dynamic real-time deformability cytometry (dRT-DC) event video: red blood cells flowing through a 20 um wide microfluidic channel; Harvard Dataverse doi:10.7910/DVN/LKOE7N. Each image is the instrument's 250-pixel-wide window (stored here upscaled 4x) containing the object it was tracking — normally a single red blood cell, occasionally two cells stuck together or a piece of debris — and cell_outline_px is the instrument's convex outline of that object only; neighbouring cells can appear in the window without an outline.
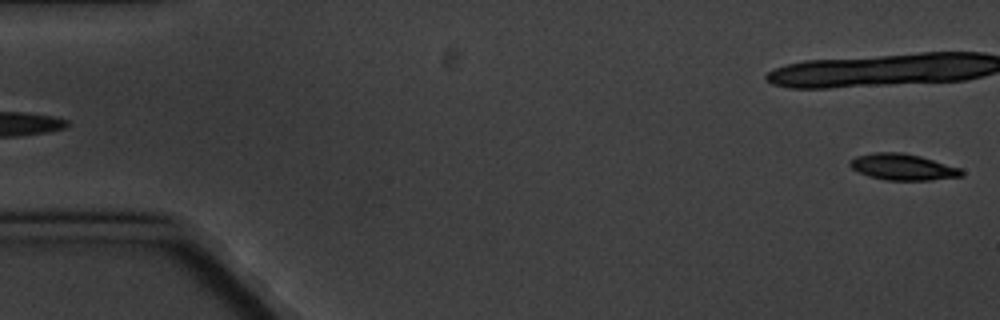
{"species": "common noctule bat (a hibernating species)", "species_latin": "Nyctalus noctula", "temperature_condition": "cold", "stored_images_in_passage": 5, "camera_frame_rate_fps": 3000, "um_per_image_px": 0.085, "animal": {"sex": "male", "body_mass_g": 20.1, "forearm_length_mm": 53.5}, "frame": {"image": 1, "passage_image": 5, "time_ms": 4.667, "image_size_px": [1000, 320], "cell_outline_px": [[964, 176], [932, 180], [888, 180], [868, 176], [852, 168], [848, 164], [848, 160], [856, 156], [872, 152], [900, 152], [920, 156], [960, 168], [964, 172]], "centroid_in_image_um": [76.72, 14.19], "position_along_channel_um": 8.3, "area_um2": 17.11}}